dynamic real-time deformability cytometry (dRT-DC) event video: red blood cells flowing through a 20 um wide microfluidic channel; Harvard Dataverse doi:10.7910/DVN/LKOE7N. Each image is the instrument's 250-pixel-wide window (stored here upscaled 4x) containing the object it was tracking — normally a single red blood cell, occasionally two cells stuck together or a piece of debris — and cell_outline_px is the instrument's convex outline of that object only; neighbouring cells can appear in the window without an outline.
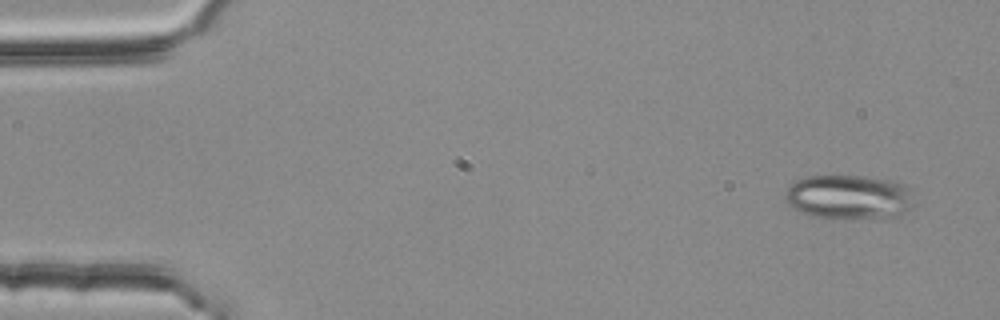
{"species": "common noctule bat (a hibernating species)", "species_latin": "Nyctalus noctula", "temperature_condition": "room temperature", "stored_images_in_passage": 4, "camera_frame_rate_fps": 3000, "um_per_image_px": 0.085, "animal": {"sex": "female", "body_mass_g": 25.1}, "frame": {"image": 1, "passage_image": 1, "time_ms": 0.0, "image_size_px": [1000, 320], "cell_outline_px": [[912, 204], [896, 220], [812, 216], [800, 212], [792, 208], [788, 204], [784, 196], [784, 192], [796, 180], [804, 176], [864, 176], [888, 180], [904, 184], [908, 188]], "centroid_in_image_um": [72.15, 16.77], "position_along_channel_um": 12.9, "area_um2": 33.58}}